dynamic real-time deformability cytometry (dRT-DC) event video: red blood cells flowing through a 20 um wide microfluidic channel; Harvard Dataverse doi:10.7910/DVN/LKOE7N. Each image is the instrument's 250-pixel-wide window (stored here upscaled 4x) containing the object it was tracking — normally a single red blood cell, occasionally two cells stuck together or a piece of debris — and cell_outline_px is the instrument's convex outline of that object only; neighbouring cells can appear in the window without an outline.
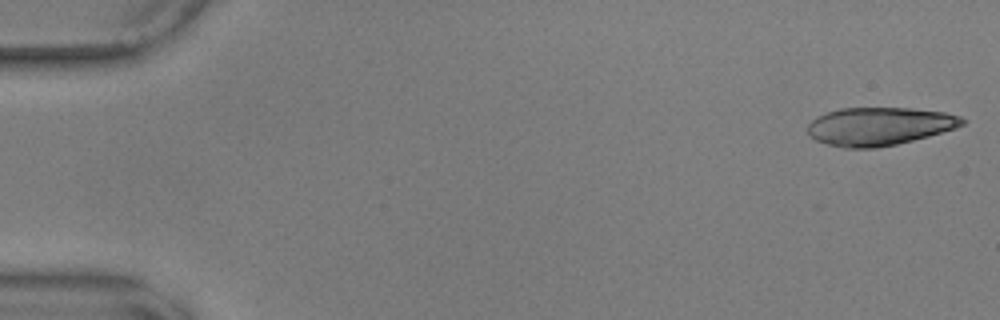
{"species": "common noctule bat (a hibernating species)", "species_latin": "Nyctalus noctula", "temperature_condition": "warm", "stored_images_in_passage": 11, "camera_frame_rate_fps": 3000, "um_per_image_px": 0.085, "animal": {"sex": "male", "body_mass_g": 17.9, "forearm_length_mm": 54.2}, "frame": {"image": 1, "passage_image": 1, "time_ms": 0.0, "image_size_px": [1000, 320], "cell_outline_px": [[964, 124], [956, 128], [928, 136], [896, 144], [876, 148], [844, 148], [828, 144], [816, 140], [808, 136], [808, 124], [816, 116], [840, 108], [912, 108], [944, 112], [960, 116], [964, 120]], "centroid_in_image_um": [74.71, 10.73], "position_along_channel_um": 10.3, "area_um2": 34.28}}